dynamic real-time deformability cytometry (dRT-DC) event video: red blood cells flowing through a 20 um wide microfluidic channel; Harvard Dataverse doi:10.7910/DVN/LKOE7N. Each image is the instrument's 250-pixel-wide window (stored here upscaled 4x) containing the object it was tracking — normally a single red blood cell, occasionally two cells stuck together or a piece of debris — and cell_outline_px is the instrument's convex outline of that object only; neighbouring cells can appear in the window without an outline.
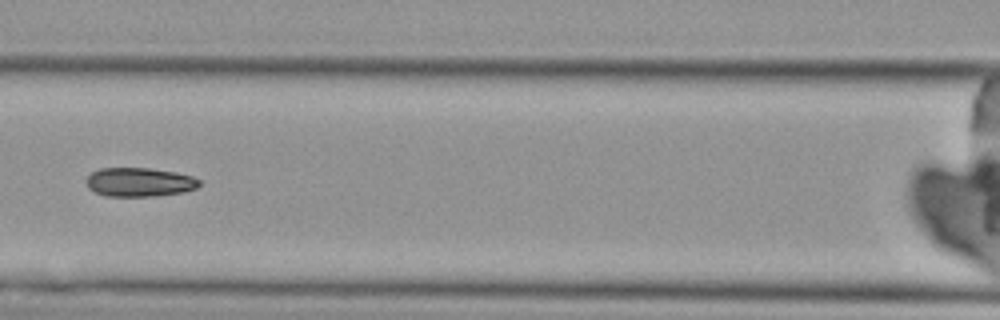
{"species": "Egyptian fruit bat (a non-hibernating species)", "species_latin": "Rousettus aegyptiacus", "temperature_condition": "cold", "stored_images_in_passage": 7, "camera_frame_rate_fps": 3000, "um_per_image_px": 0.085, "animal": {"sex": "female"}, "frame": {"image": 1, "passage_image": 7, "time_ms": 7.667, "image_size_px": [1000, 320], "cell_outline_px": [[200, 184], [196, 188], [184, 192], [152, 196], [104, 196], [88, 188], [84, 180], [92, 172], [100, 168], [148, 168], [176, 172], [192, 176], [200, 180]], "centroid_in_image_um": [11.83, 15.48], "position_along_channel_um": 154.8, "area_um2": 19.13}}